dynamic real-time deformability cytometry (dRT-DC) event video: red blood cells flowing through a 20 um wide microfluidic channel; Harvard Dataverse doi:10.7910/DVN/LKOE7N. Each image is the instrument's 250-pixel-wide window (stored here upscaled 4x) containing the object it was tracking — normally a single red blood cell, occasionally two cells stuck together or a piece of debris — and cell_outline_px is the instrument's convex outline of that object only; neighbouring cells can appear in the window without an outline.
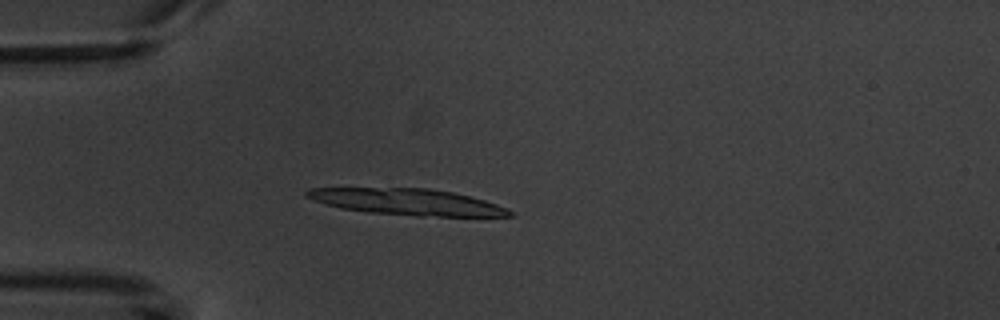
{"species": "common noctule bat (a hibernating species)", "species_latin": "Nyctalus noctula", "temperature_condition": "warm", "stored_images_in_passage": 4, "camera_frame_rate_fps": 3000, "um_per_image_px": 0.085, "animal": {"sex": "male", "body_mass_g": 20.1, "forearm_length_mm": 53.5}, "frame": {"image": 1, "passage_image": 4, "time_ms": 3.333, "image_size_px": [1000, 320], "cell_outline_px": [[512, 216], [416, 216], [368, 212], [340, 208], [304, 196], [304, 192], [308, 188], [428, 188], [452, 192], [484, 200], [508, 208], [512, 212]], "centroid_in_image_um": [34.6, 17.16], "position_along_channel_um": 50.4, "area_um2": 30.87}}